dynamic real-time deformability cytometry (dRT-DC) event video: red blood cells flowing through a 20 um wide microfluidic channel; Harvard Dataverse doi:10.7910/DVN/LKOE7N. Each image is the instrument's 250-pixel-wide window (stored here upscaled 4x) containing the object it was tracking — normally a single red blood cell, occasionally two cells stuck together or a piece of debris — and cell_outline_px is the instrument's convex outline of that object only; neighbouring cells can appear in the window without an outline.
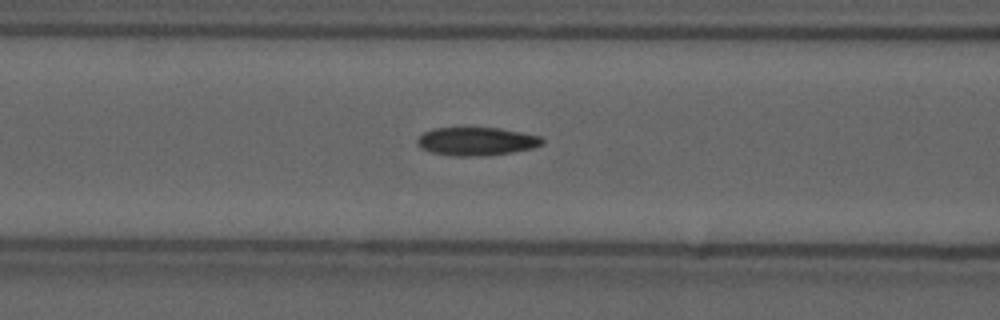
{"species": "common noctule bat (a hibernating species)", "species_latin": "Nyctalus noctula", "temperature_condition": "cold", "stored_images_in_passage": 51, "camera_frame_rate_fps": 3000, "um_per_image_px": 0.085, "animal": {"sex": "male", "forearm_length_mm": 52.5}, "frame": {"image": 1, "passage_image": 22, "time_ms": 7.0, "image_size_px": [1000, 320], "cell_outline_px": [[544, 144], [532, 148], [512, 152], [484, 156], [452, 156], [432, 152], [420, 148], [416, 144], [416, 140], [424, 132], [432, 128], [500, 128], [540, 136], [544, 140]], "centroid_in_image_um": [40.48, 12.02], "position_along_channel_um": 126.1, "area_um2": 20.63}}
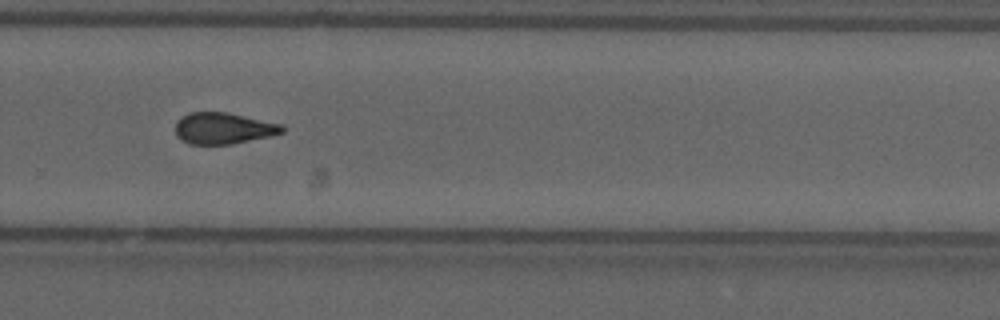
{"frame": {"image": 2, "passage_image": 37, "time_ms": 12.0, "image_size_px": [1000, 320], "cell_outline_px": [[284, 132], [268, 136], [232, 144], [188, 144], [176, 136], [176, 120], [180, 116], [188, 112], [228, 112], [280, 124], [284, 128]], "centroid_in_image_um": [18.92, 10.9], "position_along_channel_um": 310.9, "area_um2": 19.48}, "authors_computed_cell_mechanics": {"area_um2": 19.9988, "velocity_mm_per_s": 3.7068, "shape_relaxation_time_tau1_ms": null, "shape_relaxation_time_tau2_ms": 4.7276, "deformation_change_tau1": null, "deformation_change_tau2": 0.1294}}